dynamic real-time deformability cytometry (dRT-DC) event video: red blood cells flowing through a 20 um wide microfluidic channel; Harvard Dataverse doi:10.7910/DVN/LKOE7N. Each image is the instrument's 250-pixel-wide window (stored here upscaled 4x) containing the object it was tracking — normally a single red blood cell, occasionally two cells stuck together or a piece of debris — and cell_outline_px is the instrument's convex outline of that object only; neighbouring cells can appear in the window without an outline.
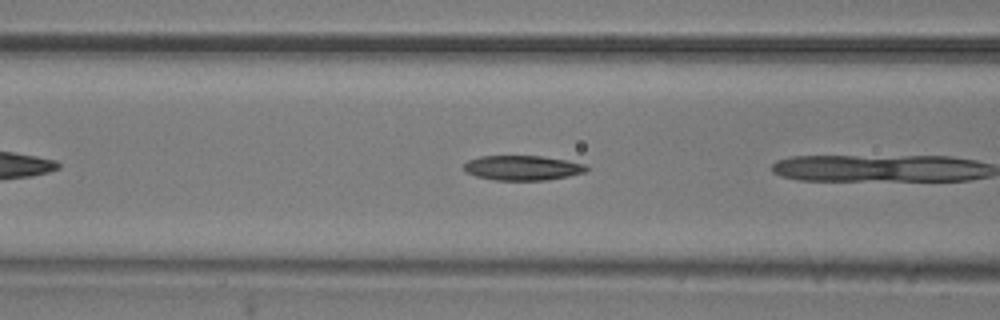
{"species": "common noctule bat (a hibernating species)", "species_latin": "Nyctalus noctula", "temperature_condition": "room temperature", "stored_images_in_passage": 6, "camera_frame_rate_fps": 3000, "um_per_image_px": 0.085, "animal": {"sex": "male", "body_mass_g": 20.5, "forearm_length_mm": 52.5}, "frame": {"image": 1, "passage_image": 5, "time_ms": 1.333, "image_size_px": [1000, 320], "cell_outline_px": [[592, 168], [584, 172], [568, 176], [548, 180], [496, 180], [476, 176], [468, 172], [464, 168], [464, 164], [468, 160], [480, 156], [544, 156], [568, 160], [584, 164]], "centroid_in_image_um": [44.46, 14.26], "position_along_channel_um": 122.1, "area_um2": 17.74}}